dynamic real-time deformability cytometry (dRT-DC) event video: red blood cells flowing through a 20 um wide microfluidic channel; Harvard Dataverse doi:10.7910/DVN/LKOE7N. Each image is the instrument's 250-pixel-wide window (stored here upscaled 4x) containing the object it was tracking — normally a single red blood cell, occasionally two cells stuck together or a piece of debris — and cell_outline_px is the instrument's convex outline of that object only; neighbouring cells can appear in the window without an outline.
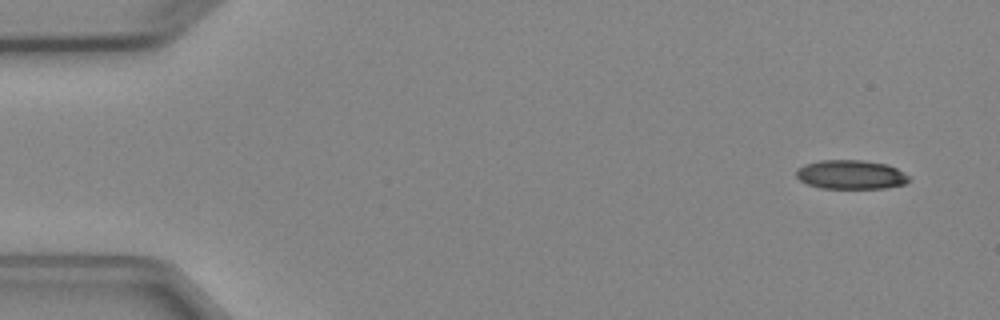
{"species": "Egyptian fruit bat (a non-hibernating species)", "species_latin": "Rousettus aegyptiacus", "temperature_condition": "cold", "stored_images_in_passage": 6, "camera_frame_rate_fps": 3000, "um_per_image_px": 0.085, "animal": {"sex": "female"}, "frame": {"image": 1, "passage_image": 1, "time_ms": 0.0, "image_size_px": [1000, 320], "cell_outline_px": [[908, 180], [904, 184], [884, 188], [820, 188], [808, 184], [800, 180], [796, 176], [796, 168], [804, 164], [820, 160], [864, 160], [888, 164], [896, 168], [908, 176]], "centroid_in_image_um": [72.28, 14.83], "position_along_channel_um": 12.7, "area_um2": 19.07}}
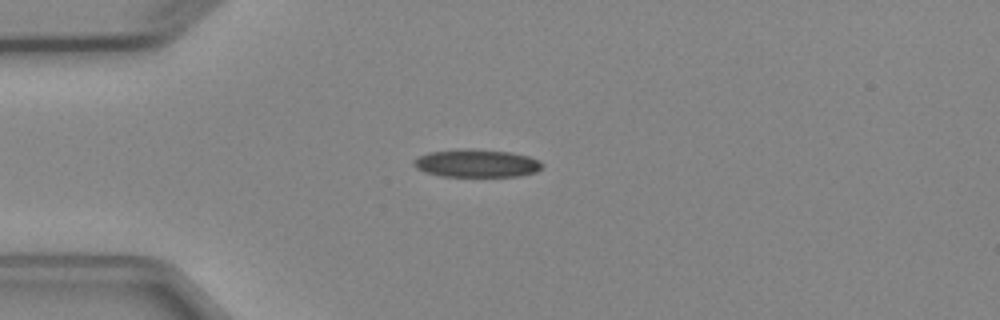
{"frame": {"image": 2, "passage_image": 3, "time_ms": 3.333, "image_size_px": [1000, 320], "cell_outline_px": [[544, 164], [536, 172], [520, 176], [440, 176], [424, 172], [416, 168], [412, 164], [412, 160], [428, 152], [464, 148], [512, 152], [528, 156], [540, 160]], "centroid_in_image_um": [40.49, 13.87], "position_along_channel_um": 44.5, "area_um2": 21.04}}